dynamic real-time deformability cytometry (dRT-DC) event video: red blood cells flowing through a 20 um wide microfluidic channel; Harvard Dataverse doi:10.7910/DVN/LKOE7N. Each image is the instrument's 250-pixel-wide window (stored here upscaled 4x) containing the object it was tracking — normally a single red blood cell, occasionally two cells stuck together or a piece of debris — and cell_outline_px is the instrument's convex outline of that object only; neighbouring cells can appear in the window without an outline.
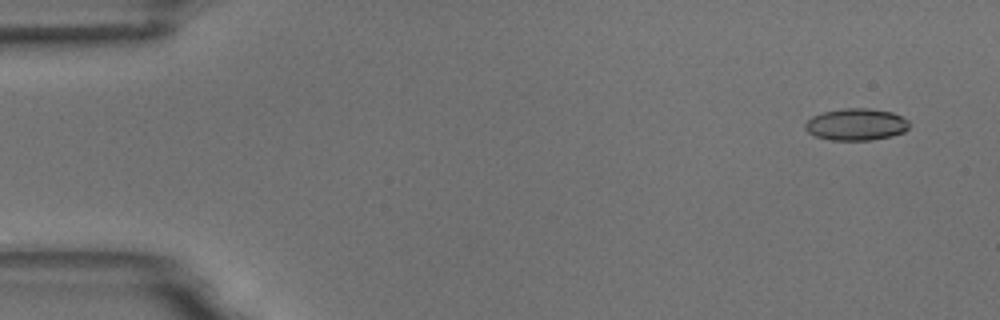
{"species": "common noctule bat (a hibernating species)", "species_latin": "Nyctalus noctula", "temperature_condition": "room temperature", "stored_images_in_passage": 10, "camera_frame_rate_fps": 3000, "um_per_image_px": 0.085, "animal": {"sex": "male", "body_mass_g": 18.8}, "frame": {"image": 1, "passage_image": 1, "time_ms": 0.0, "image_size_px": [1000, 320], "cell_outline_px": [[908, 128], [904, 132], [892, 136], [872, 140], [832, 140], [816, 136], [808, 132], [804, 128], [804, 124], [812, 116], [824, 112], [844, 108], [868, 108], [892, 112], [908, 120]], "centroid_in_image_um": [72.77, 10.58], "position_along_channel_um": 12.2, "area_um2": 19.31}}
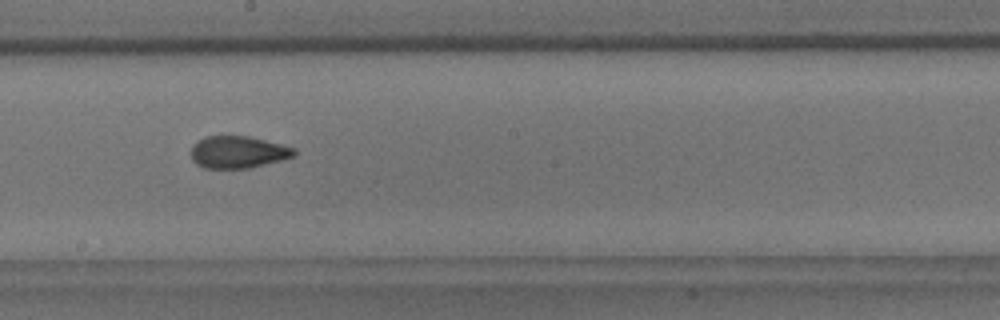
{"frame": {"image": 2, "passage_image": 9, "time_ms": 9.0, "image_size_px": [1000, 320], "cell_outline_px": [[296, 156], [248, 168], [204, 168], [196, 164], [192, 160], [192, 144], [196, 140], [204, 136], [248, 136], [296, 148]], "centroid_in_image_um": [20.2, 12.92], "position_along_channel_um": 228.0, "area_um2": 19.31}}
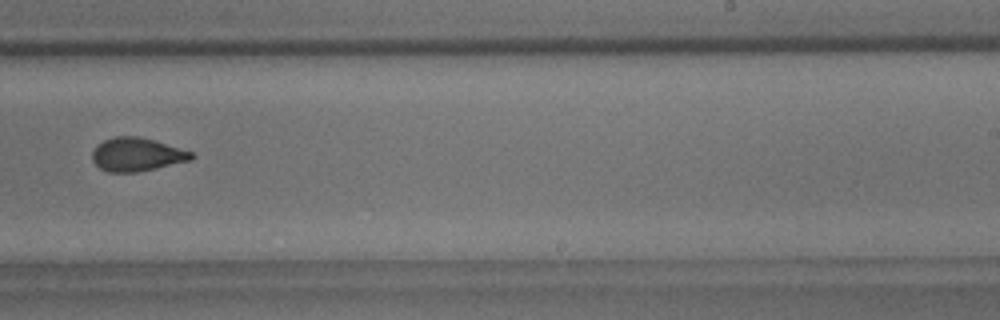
{"frame": {"image": 3, "passage_image": 10, "time_ms": 10.333, "image_size_px": [1000, 320], "cell_outline_px": [[196, 156], [192, 160], [156, 168], [136, 172], [108, 172], [100, 168], [92, 160], [92, 152], [96, 144], [104, 140], [116, 136], [140, 136], [192, 152]], "centroid_in_image_um": [11.61, 13.13], "position_along_channel_um": 277.4, "area_um2": 19.31}}